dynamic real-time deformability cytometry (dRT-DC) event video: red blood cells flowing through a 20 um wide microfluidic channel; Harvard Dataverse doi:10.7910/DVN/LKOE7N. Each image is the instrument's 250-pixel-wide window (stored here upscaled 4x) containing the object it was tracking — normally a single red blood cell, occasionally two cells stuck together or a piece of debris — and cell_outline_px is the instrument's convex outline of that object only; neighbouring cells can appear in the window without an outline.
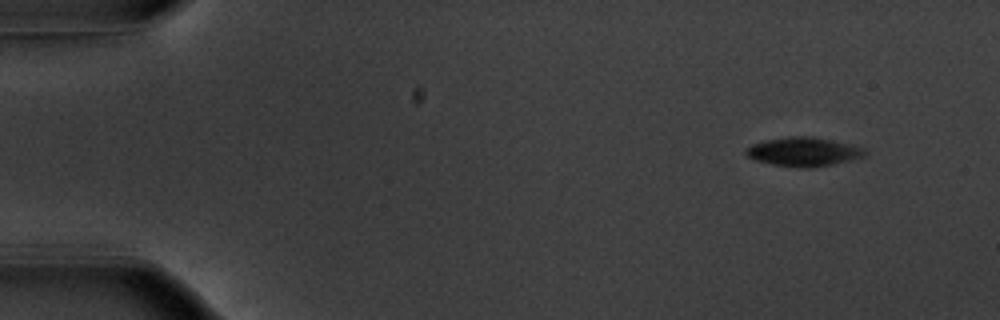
{"species": "common noctule bat (a hibernating species)", "species_latin": "Nyctalus noctula", "temperature_condition": "warm", "stored_images_in_passage": 15, "camera_frame_rate_fps": 3000, "um_per_image_px": 0.085, "animal": {"sex": "male", "body_mass_g": 20.1, "forearm_length_mm": 53.5}, "frame": {"image": 1, "passage_image": 1, "time_ms": 0.0, "image_size_px": [1000, 320], "cell_outline_px": [[868, 152], [864, 156], [832, 164], [812, 168], [800, 168], [772, 164], [756, 160], [748, 156], [744, 152], [752, 144], [764, 140], [788, 136], [812, 136], [852, 144], [864, 148]], "centroid_in_image_um": [68.31, 12.89], "position_along_channel_um": 16.7, "area_um2": 20.06}}
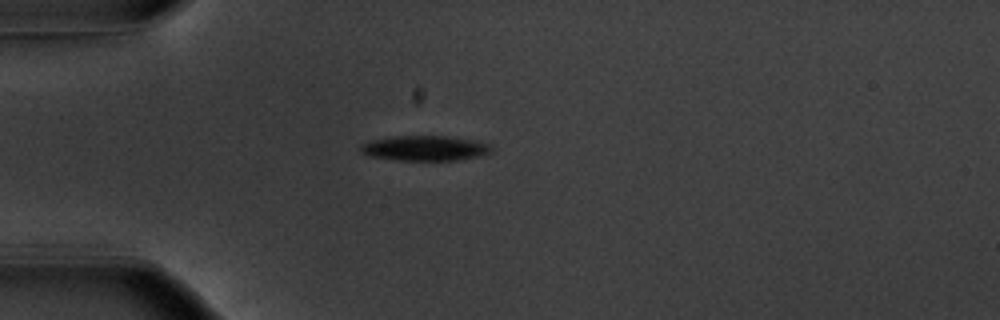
{"frame": {"image": 2, "passage_image": 11, "time_ms": 3.333, "image_size_px": [1000, 320], "cell_outline_px": [[492, 152], [480, 156], [456, 160], [400, 160], [372, 156], [360, 152], [360, 144], [372, 140], [392, 136], [444, 136], [476, 140], [488, 144], [492, 148]], "centroid_in_image_um": [36.13, 12.59], "position_along_channel_um": 48.9, "area_um2": 19.02}}